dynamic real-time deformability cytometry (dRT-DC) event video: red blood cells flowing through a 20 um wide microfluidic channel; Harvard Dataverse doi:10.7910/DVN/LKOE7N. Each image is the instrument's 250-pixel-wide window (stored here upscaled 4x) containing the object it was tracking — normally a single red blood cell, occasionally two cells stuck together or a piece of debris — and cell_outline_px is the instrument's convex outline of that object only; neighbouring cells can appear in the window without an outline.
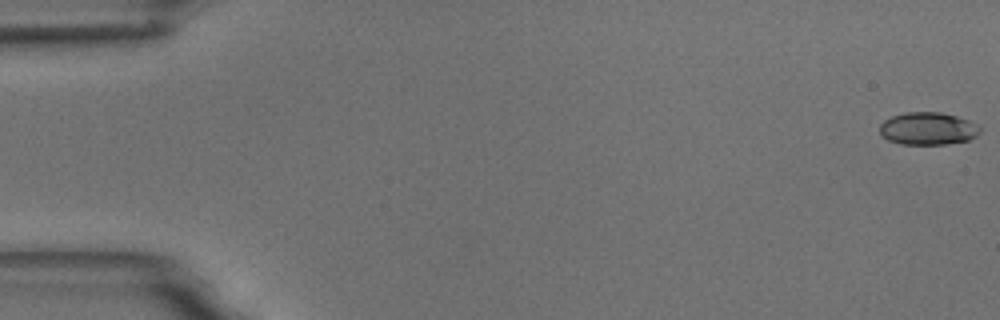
{"species": "common noctule bat (a hibernating species)", "species_latin": "Nyctalus noctula", "temperature_condition": "room temperature", "stored_images_in_passage": 9, "camera_frame_rate_fps": 3000, "um_per_image_px": 0.085, "animal": {"sex": "male", "body_mass_g": 18.8}, "frame": {"image": 1, "passage_image": 1, "time_ms": 0.0, "image_size_px": [1000, 320], "cell_outline_px": [[980, 132], [976, 136], [968, 140], [944, 144], [900, 144], [888, 140], [880, 136], [880, 124], [884, 120], [892, 116], [904, 112], [940, 112], [956, 116], [968, 120], [976, 124], [980, 128]], "centroid_in_image_um": [78.84, 10.93], "position_along_channel_um": 6.2, "area_um2": 19.07}}